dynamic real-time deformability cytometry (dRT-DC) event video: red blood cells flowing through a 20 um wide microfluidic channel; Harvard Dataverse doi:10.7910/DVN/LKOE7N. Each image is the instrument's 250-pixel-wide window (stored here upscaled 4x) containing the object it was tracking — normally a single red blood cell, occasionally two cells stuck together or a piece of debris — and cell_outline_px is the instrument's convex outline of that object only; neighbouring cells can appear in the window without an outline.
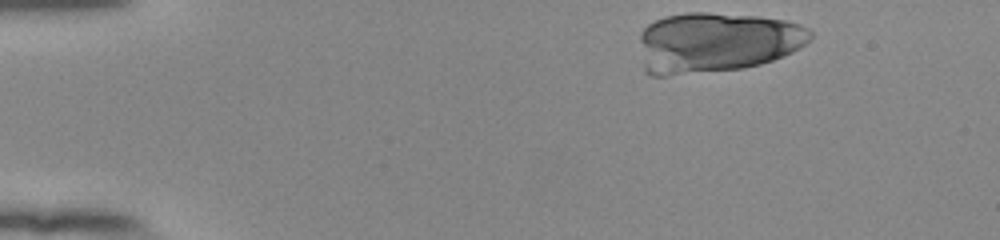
{"species": "human", "species_latin": "Homo sapiens", "temperature_condition": "room temperature", "stored_images_in_passage": 42, "camera_frame_rate_fps": 3000, "um_per_image_px": 0.085, "donor": {"sex": "female"}, "frame": {"image": 1, "passage_image": 1, "time_ms": 0.0, "image_size_px": [1000, 240], "cell_outline_px": [[812, 40], [792, 52], [772, 60], [760, 64], [744, 68], [664, 76], [652, 76], [644, 72], [640, 40], [640, 32], [648, 24], [664, 16], [688, 12], [708, 12], [756, 16], [784, 20], [800, 24], [808, 28], [812, 32]], "centroid_in_image_um": [60.88, 3.6], "position_along_channel_um": 24.1, "area_um2": 60.34}}